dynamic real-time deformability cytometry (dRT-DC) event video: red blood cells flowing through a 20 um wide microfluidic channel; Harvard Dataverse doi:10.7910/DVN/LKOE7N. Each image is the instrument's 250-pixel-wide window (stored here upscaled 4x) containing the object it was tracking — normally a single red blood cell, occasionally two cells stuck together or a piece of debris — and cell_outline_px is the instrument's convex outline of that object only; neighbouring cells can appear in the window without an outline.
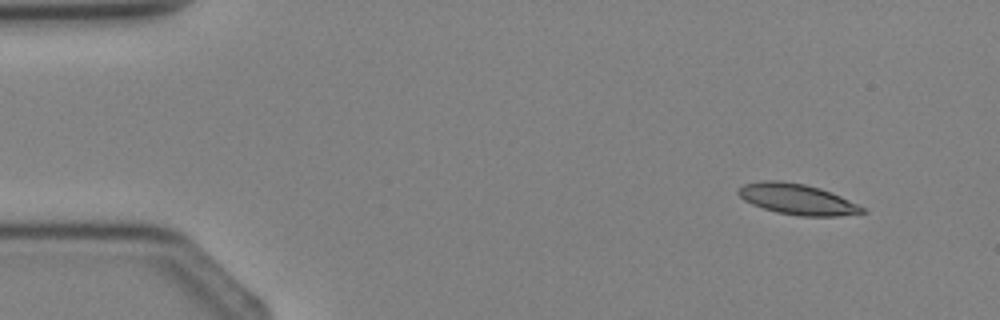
{"species": "Egyptian fruit bat (a non-hibernating species)", "species_latin": "Rousettus aegyptiacus", "temperature_condition": "cold", "stored_images_in_passage": 3, "segment_of_instrument_passage": [2, 2], "camera_frame_rate_fps": 3000, "um_per_image_px": 0.085, "animal": {"sex": "female"}, "frame": {"image": 1, "passage_image": 3, "time_ms": 2.333, "image_size_px": [1000, 320], "cell_outline_px": [[868, 212], [836, 216], [800, 216], [776, 212], [752, 204], [744, 200], [736, 192], [744, 184], [760, 180], [780, 180], [804, 184], [820, 188], [832, 192], [864, 208]], "centroid_in_image_um": [67.74, 16.92], "position_along_channel_um": 17.3, "area_um2": 22.08}}